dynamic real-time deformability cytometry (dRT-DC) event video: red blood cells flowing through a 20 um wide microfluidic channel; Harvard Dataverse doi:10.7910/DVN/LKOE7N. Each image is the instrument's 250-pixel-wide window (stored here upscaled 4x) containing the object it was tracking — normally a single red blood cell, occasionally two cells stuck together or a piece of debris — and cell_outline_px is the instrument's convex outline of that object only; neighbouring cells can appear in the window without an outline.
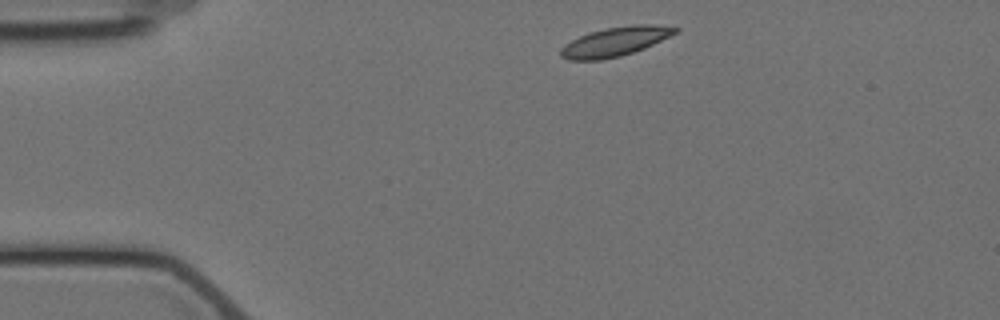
{"species": "Egyptian fruit bat (a non-hibernating species)", "species_latin": "Rousettus aegyptiacus", "temperature_condition": "cold", "stored_images_in_passage": 3, "segment_of_instrument_passage": [1, 2], "camera_frame_rate_fps": 3000, "um_per_image_px": 0.085, "animal": {"sex": "female"}, "frame": {"image": 1, "passage_image": 1, "time_ms": 0.0, "image_size_px": [1000, 320], "cell_outline_px": [[680, 28], [676, 32], [644, 48], [620, 56], [600, 60], [568, 60], [560, 56], [560, 48], [564, 44], [580, 36], [604, 28], [632, 24], [652, 24]], "centroid_in_image_um": [52.24, 3.54], "position_along_channel_um": 32.8, "area_um2": 19.25}}